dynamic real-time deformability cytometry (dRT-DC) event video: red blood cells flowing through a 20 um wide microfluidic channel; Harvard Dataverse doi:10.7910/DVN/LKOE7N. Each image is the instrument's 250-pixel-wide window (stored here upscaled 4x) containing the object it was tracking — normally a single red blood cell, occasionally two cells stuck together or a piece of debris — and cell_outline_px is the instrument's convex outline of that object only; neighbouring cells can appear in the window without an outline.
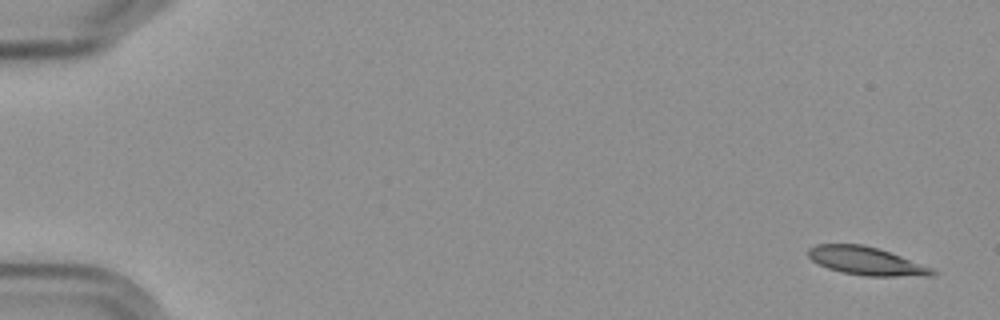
{"species": "Egyptian fruit bat (a non-hibernating species)", "species_latin": "Rousettus aegyptiacus", "temperature_condition": "cold", "stored_images_in_passage": 6, "camera_frame_rate_fps": 3000, "um_per_image_px": 0.085, "frame": {"image": 1, "passage_image": 1, "time_ms": 0.0, "image_size_px": [1000, 320], "cell_outline_px": [[940, 272], [932, 276], [864, 276], [844, 272], [828, 268], [812, 260], [808, 256], [808, 248], [816, 244], [860, 244], [876, 248], [936, 268]], "centroid_in_image_um": [73.7, 22.19], "position_along_channel_um": 11.3, "area_um2": 20.35}}